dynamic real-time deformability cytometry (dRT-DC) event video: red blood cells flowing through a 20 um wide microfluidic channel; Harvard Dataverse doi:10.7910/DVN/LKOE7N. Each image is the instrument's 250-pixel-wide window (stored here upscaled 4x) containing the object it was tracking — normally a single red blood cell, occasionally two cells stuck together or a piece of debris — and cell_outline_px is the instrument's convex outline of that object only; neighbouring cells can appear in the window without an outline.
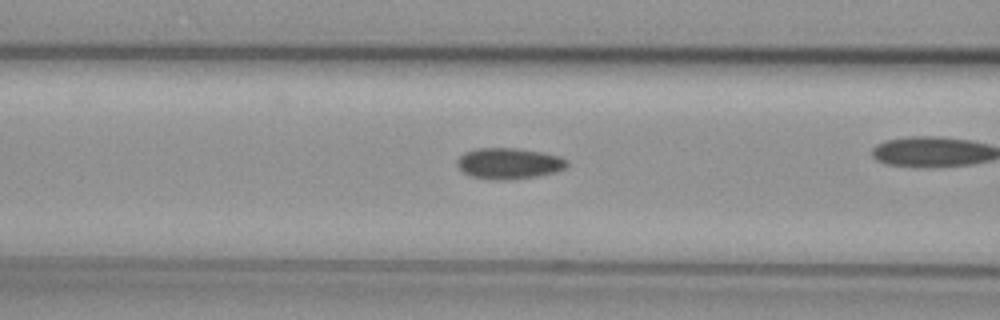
{"species": "common noctule bat (a hibernating species)", "species_latin": "Nyctalus noctula", "temperature_condition": "cold", "stored_images_in_passage": 29, "camera_frame_rate_fps": 3000, "um_per_image_px": 0.085, "animal": {"sex": "female", "body_mass_g": 29.2, "forearm_length_mm": 56.3}, "frame": {"image": 1, "passage_image": 9, "time_ms": 2.667, "image_size_px": [1000, 320], "cell_outline_px": [[568, 164], [564, 168], [556, 172], [536, 176], [508, 180], [496, 180], [472, 176], [464, 172], [456, 164], [456, 160], [464, 152], [476, 148], [520, 148], [560, 156], [568, 160]], "centroid_in_image_um": [43.26, 13.88], "position_along_channel_um": 123.3, "area_um2": 19.88}}
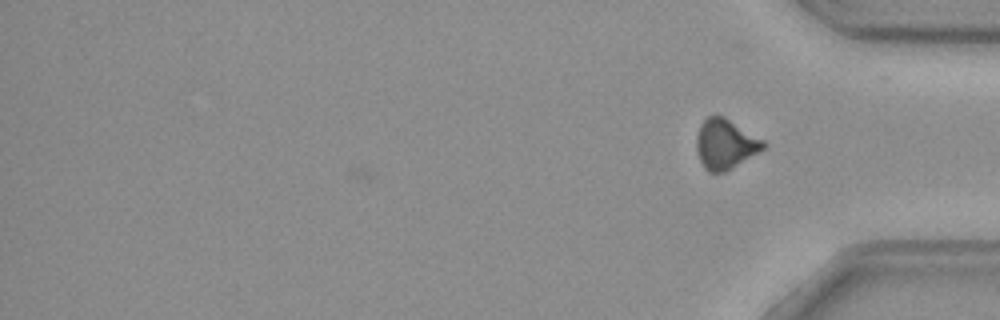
{"frame": {"image": 2, "passage_image": 29, "time_ms": 9.333, "image_size_px": [1000, 320], "cell_outline_px": [[764, 148], [732, 168], [724, 172], [708, 172], [704, 168], [696, 152], [696, 136], [700, 124], [708, 116], [724, 116], [764, 140]], "centroid_in_image_um": [61.61, 12.24], "position_along_channel_um": 373.6, "area_um2": 19.31}, "authors_computed_cell_mechanics": {"area_um2": 19.7676, "velocity_mm_per_s": 3.8096, "shape_relaxation_time_tau1_ms": 10.2498, "shape_relaxation_time_tau2_ms": 6.3883, "deformation_change_tau1": 0.1353, "deformation_change_tau2": 0.1211}}